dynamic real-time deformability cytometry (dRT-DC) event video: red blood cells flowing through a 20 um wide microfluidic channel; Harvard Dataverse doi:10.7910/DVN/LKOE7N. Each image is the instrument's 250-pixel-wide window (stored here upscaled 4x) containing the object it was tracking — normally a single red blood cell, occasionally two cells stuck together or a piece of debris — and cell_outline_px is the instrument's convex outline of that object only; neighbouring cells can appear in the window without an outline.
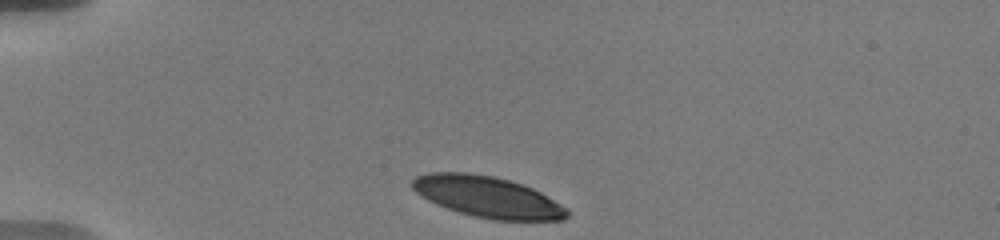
{"species": "human", "species_latin": "Homo sapiens", "temperature_condition": "warm", "stored_images_in_passage": 34, "camera_frame_rate_fps": 3000, "um_per_image_px": 0.085, "donor": {"sex": "male"}, "frame": {"image": 1, "passage_image": 1, "time_ms": 0.0, "image_size_px": [1000, 240], "cell_outline_px": [[568, 216], [564, 220], [492, 220], [472, 216], [436, 204], [420, 196], [408, 184], [416, 176], [428, 172], [468, 172], [492, 176], [508, 180], [532, 188], [540, 192], [568, 208]], "centroid_in_image_um": [41.41, 16.73], "position_along_channel_um": 43.6, "area_um2": 37.17}}
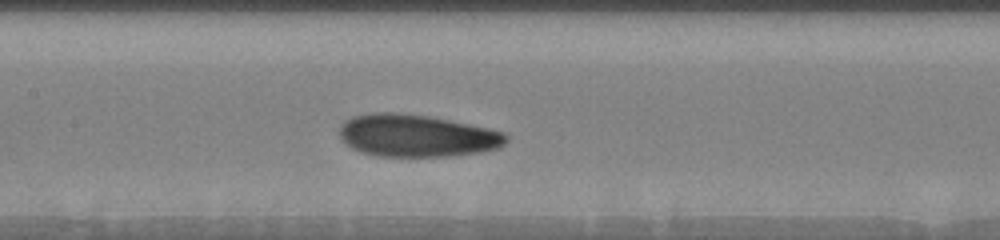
{"frame": {"image": 2, "passage_image": 17, "time_ms": 4.667, "image_size_px": [1000, 240], "cell_outline_px": [[508, 140], [500, 148], [480, 152], [452, 156], [376, 156], [360, 152], [352, 148], [340, 136], [340, 124], [344, 120], [352, 116], [372, 112], [396, 112], [428, 116], [488, 128], [504, 132], [508, 136]], "centroid_in_image_um": [35.41, 11.53], "position_along_channel_um": 172.0, "area_um2": 41.21}}
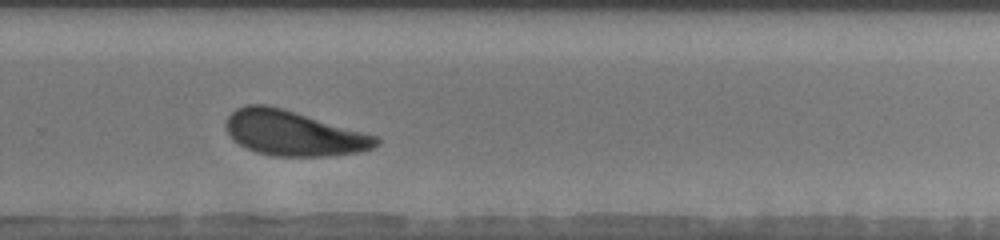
{"frame": {"image": 3, "passage_image": 30, "time_ms": 8.333, "image_size_px": [1000, 240], "cell_outline_px": [[380, 144], [372, 148], [356, 152], [324, 156], [272, 156], [256, 152], [240, 144], [228, 132], [224, 124], [228, 116], [236, 108], [248, 104], [268, 104], [284, 108], [376, 136], [380, 140]], "centroid_in_image_um": [24.92, 11.31], "position_along_channel_um": 304.9, "area_um2": 39.07}}